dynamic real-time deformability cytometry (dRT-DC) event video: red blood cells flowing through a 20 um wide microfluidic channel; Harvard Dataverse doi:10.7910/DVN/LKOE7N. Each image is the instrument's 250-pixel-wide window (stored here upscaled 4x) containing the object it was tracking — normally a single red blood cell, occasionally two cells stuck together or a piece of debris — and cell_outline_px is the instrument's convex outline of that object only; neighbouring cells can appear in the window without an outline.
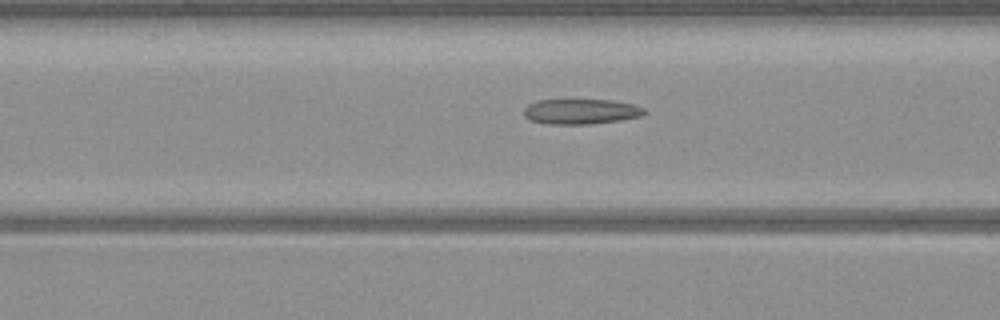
{"species": "common noctule bat (a hibernating species)", "species_latin": "Nyctalus noctula", "temperature_condition": "warm", "stored_images_in_passage": 15, "camera_frame_rate_fps": 3000, "um_per_image_px": 0.085, "animal": {"sex": "male", "body_mass_g": 23.1, "forearm_length_mm": 52.7}, "frame": {"image": 1, "passage_image": 7, "time_ms": 2.0, "image_size_px": [1000, 320], "cell_outline_px": [[648, 112], [640, 116], [620, 120], [592, 124], [548, 124], [528, 120], [524, 116], [524, 108], [528, 104], [536, 100], [612, 100], [632, 104], [644, 108]], "centroid_in_image_um": [49.35, 9.48], "position_along_channel_um": 117.3, "area_um2": 17.8}}
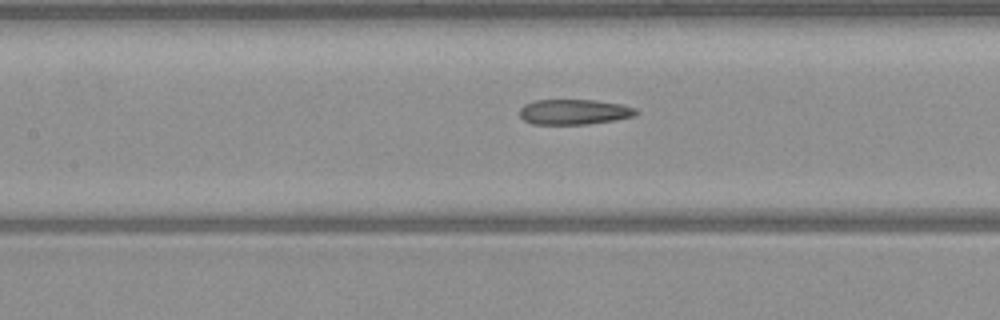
{"frame": {"image": 2, "passage_image": 10, "time_ms": 3.0, "image_size_px": [1000, 320], "cell_outline_px": [[640, 112], [636, 116], [616, 120], [588, 124], [532, 124], [524, 120], [520, 116], [520, 108], [524, 104], [536, 100], [596, 100], [620, 104], [636, 108]], "centroid_in_image_um": [48.83, 9.51], "position_along_channel_um": 158.6, "area_um2": 17.28}}
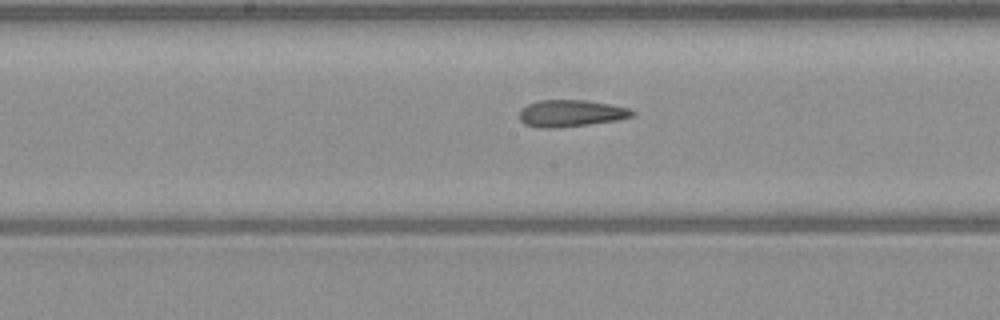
{"frame": {"image": 3, "passage_image": 13, "time_ms": 4.0, "image_size_px": [1000, 320], "cell_outline_px": [[636, 112], [632, 116], [616, 120], [560, 128], [540, 128], [524, 124], [520, 120], [520, 108], [528, 104], [540, 100], [584, 100], [612, 104], [628, 108]], "centroid_in_image_um": [48.5, 9.63], "position_along_channel_um": 199.7, "area_um2": 17.69}}